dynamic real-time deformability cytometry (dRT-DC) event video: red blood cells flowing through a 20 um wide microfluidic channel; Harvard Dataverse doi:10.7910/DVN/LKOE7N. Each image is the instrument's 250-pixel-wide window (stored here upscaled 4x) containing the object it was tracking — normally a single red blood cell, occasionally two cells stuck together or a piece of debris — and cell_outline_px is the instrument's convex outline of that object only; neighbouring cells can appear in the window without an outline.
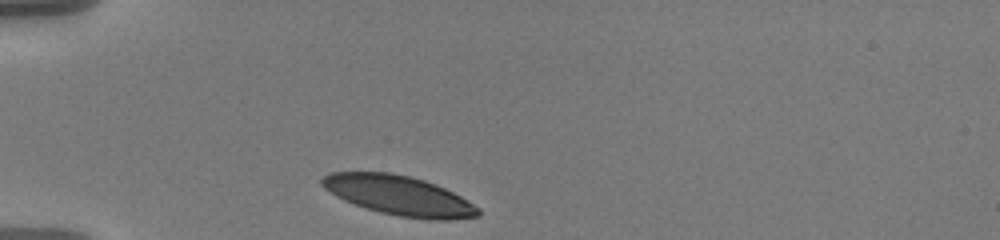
{"species": "human", "species_latin": "Homo sapiens", "temperature_condition": "warm", "stored_images_in_passage": 34, "camera_frame_rate_fps": 3000, "um_per_image_px": 0.085, "donor": {"sex": "male"}, "frame": {"image": 1, "passage_image": 1, "time_ms": 0.0, "image_size_px": [1000, 240], "cell_outline_px": [[480, 216], [448, 220], [436, 220], [400, 216], [380, 212], [344, 200], [336, 196], [324, 188], [320, 184], [320, 180], [328, 172], [392, 172], [424, 180], [436, 184], [460, 196], [480, 208]], "centroid_in_image_um": [33.91, 16.61], "position_along_channel_um": 51.1, "area_um2": 35.84}}
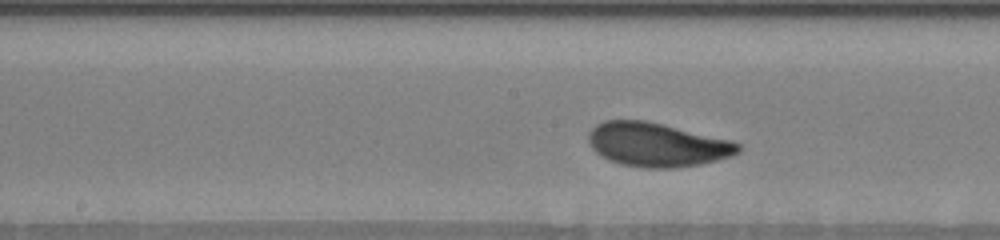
{"frame": {"image": 2, "passage_image": 15, "time_ms": 4.667, "image_size_px": [1000, 240], "cell_outline_px": [[740, 152], [732, 156], [700, 164], [676, 168], [644, 168], [620, 164], [608, 160], [600, 156], [592, 148], [588, 140], [588, 132], [596, 124], [604, 120], [644, 120], [732, 140], [740, 144]], "centroid_in_image_um": [55.83, 12.3], "position_along_channel_um": 192.4, "area_um2": 38.44}}
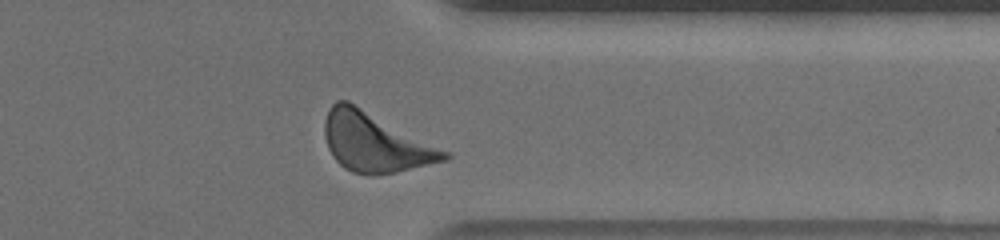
{"frame": {"image": 3, "passage_image": 31, "time_ms": 10.0, "image_size_px": [1000, 240], "cell_outline_px": [[452, 156], [448, 160], [396, 172], [352, 172], [344, 168], [336, 160], [328, 148], [324, 136], [324, 120], [328, 108], [336, 100], [348, 100], [452, 152]], "centroid_in_image_um": [31.92, 12.05], "position_along_channel_um": 379.5, "area_um2": 41.27}, "authors_computed_cell_mechanics": {"area_um2": 37.5122, "velocity_mm_per_s": 3.5312, "shape_relaxation_time_tau1_ms": 2.4827, "shape_relaxation_time_tau2_ms": null, "deformation_change_tau1": 0.1327, "deformation_change_tau2": null}}